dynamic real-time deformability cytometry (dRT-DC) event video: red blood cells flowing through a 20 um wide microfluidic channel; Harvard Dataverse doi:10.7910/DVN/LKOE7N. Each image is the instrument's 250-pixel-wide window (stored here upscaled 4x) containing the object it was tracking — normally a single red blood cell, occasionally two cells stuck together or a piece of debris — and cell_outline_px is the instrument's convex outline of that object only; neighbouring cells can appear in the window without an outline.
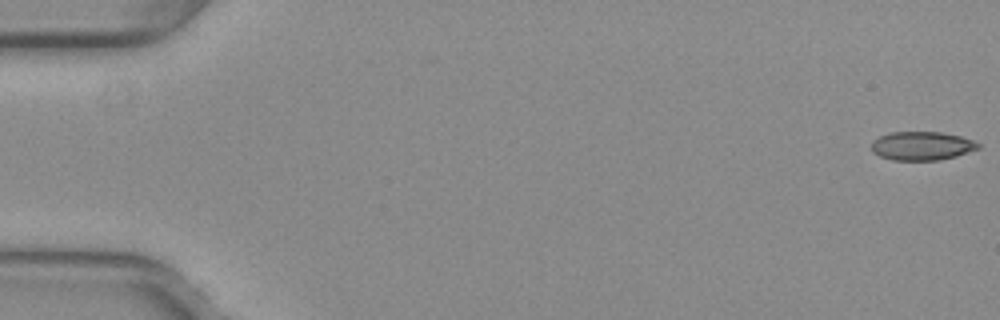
{"species": "common noctule bat (a hibernating species)", "species_latin": "Nyctalus noctula", "temperature_condition": "warm", "stored_images_in_passage": 20, "camera_frame_rate_fps": 3000, "um_per_image_px": 0.085, "animal": {"sex": "female", "body_mass_g": 29.2, "forearm_length_mm": 56.3}, "frame": {"image": 1, "passage_image": 1, "time_ms": 0.0, "image_size_px": [1000, 320], "cell_outline_px": [[980, 148], [956, 156], [940, 160], [892, 160], [880, 156], [872, 152], [872, 140], [888, 132], [940, 132], [960, 136], [976, 140], [980, 144]], "centroid_in_image_um": [78.37, 12.39], "position_along_channel_um": 6.6, "area_um2": 17.98}}
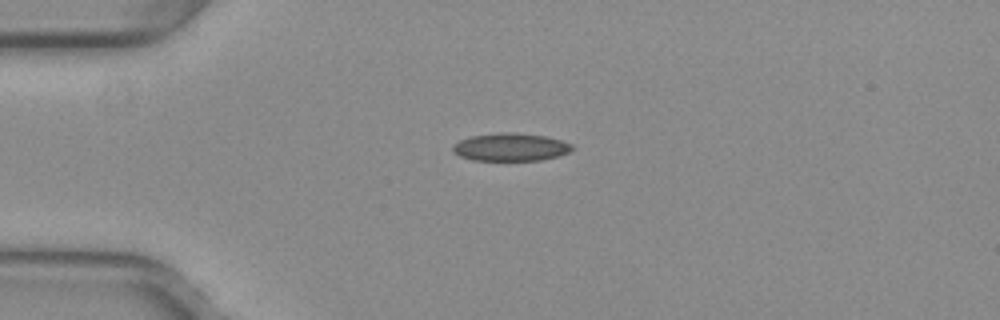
{"frame": {"image": 2, "passage_image": 14, "time_ms": 4.333, "image_size_px": [1000, 320], "cell_outline_px": [[572, 148], [568, 152], [556, 156], [540, 160], [472, 160], [460, 156], [452, 152], [452, 144], [460, 140], [472, 136], [500, 132], [516, 132], [544, 136], [560, 140], [572, 144]], "centroid_in_image_um": [43.34, 12.49], "position_along_channel_um": 41.7, "area_um2": 19.25}}
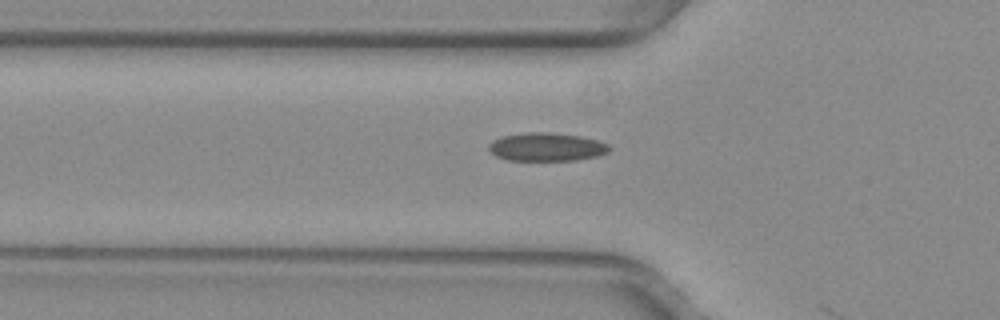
{"frame": {"image": 3, "passage_image": 19, "time_ms": 6.0, "image_size_px": [1000, 320], "cell_outline_px": [[612, 148], [608, 152], [596, 156], [572, 160], [508, 160], [496, 156], [488, 148], [488, 144], [492, 140], [500, 136], [528, 132], [552, 132], [580, 136], [596, 140], [608, 144]], "centroid_in_image_um": [46.43, 12.48], "position_along_channel_um": 79.4, "area_um2": 19.88}}